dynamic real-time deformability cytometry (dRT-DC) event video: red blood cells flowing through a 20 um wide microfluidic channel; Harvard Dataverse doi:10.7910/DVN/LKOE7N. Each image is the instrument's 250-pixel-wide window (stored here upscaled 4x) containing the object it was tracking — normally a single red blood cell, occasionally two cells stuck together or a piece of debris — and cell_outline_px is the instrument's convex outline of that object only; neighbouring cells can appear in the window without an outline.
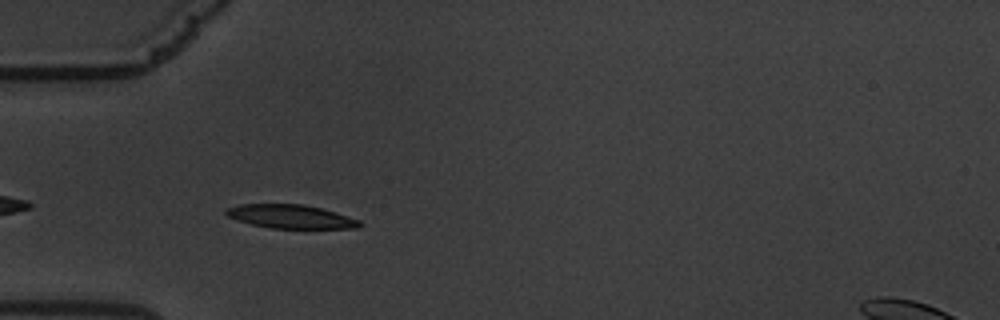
{"species": "common noctule bat (a hibernating species)", "species_latin": "Nyctalus noctula", "temperature_condition": "warm", "stored_images_in_passage": 45, "camera_frame_rate_fps": 3000, "um_per_image_px": 0.085, "animal": {"sex": "male", "body_mass_g": 19.5, "forearm_length_mm": 54.6}, "frame": {"image": 1, "passage_image": 3, "time_ms": 0.667, "image_size_px": [1000, 320], "cell_outline_px": [[364, 224], [360, 228], [268, 228], [252, 224], [228, 216], [224, 212], [224, 208], [240, 204], [304, 204], [336, 212], [360, 220]], "centroid_in_image_um": [24.74, 18.4], "position_along_channel_um": 60.3, "area_um2": 18.44}}
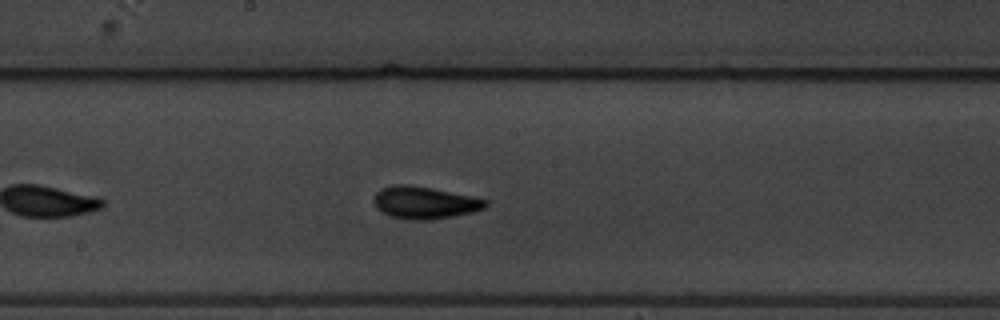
{"frame": {"image": 2, "passage_image": 17, "time_ms": 5.333, "image_size_px": [1000, 320], "cell_outline_px": [[488, 204], [484, 208], [472, 212], [452, 216], [428, 220], [408, 220], [392, 216], [376, 208], [376, 192], [380, 188], [396, 184], [408, 184], [432, 188], [488, 200]], "centroid_in_image_um": [36.09, 17.22], "position_along_channel_um": 212.1, "area_um2": 20.69}}
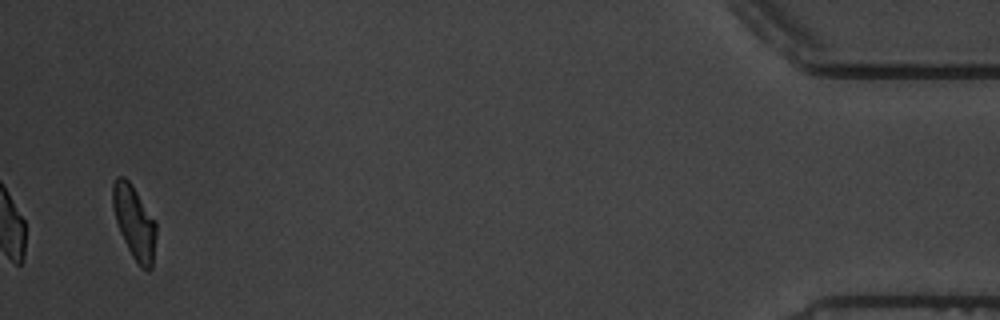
{"frame": {"image": 3, "passage_image": 43, "time_ms": 14.0, "image_size_px": [1000, 320], "cell_outline_px": [[156, 236], [152, 268], [148, 272], [140, 268], [132, 256], [120, 232], [112, 208], [112, 184], [116, 176], [124, 176], [132, 184], [156, 220]], "centroid_in_image_um": [11.43, 18.89], "position_along_channel_um": 423.8, "area_um2": 18.9}, "authors_computed_cell_mechanics": {"area_um2": 19.1318, "velocity_mm_per_s": 3.344, "shape_relaxation_time_tau1_ms": 3.4618, "shape_relaxation_time_tau2_ms": 2.0949, "deformation_change_tau1": 0.1516, "deformation_change_tau2": 0.0765}}